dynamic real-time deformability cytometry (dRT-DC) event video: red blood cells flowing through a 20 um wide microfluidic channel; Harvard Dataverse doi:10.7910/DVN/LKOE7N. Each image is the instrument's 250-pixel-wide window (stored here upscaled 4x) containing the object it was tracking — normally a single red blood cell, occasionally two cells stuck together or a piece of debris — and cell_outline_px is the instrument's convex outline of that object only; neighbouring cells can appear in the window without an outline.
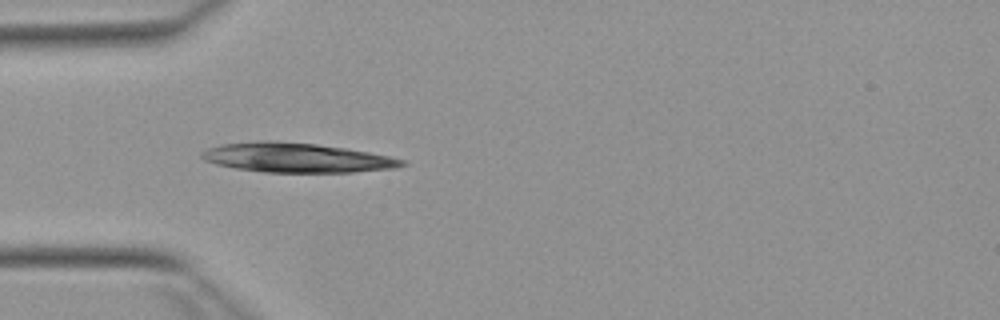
{"species": "Egyptian fruit bat (a non-hibernating species)", "species_latin": "Rousettus aegyptiacus", "temperature_condition": "warm", "stored_images_in_passage": 9, "camera_frame_rate_fps": 3000, "um_per_image_px": 0.085, "animal": {"sex": "female"}, "frame": {"image": 1, "passage_image": 6, "time_ms": 1.667, "image_size_px": [1000, 320], "cell_outline_px": [[408, 164], [392, 168], [352, 172], [264, 172], [236, 168], [216, 164], [204, 160], [200, 156], [200, 152], [208, 148], [220, 144], [256, 140], [276, 140], [316, 144], [344, 148], [368, 152], [388, 156], [404, 160]], "centroid_in_image_um": [25.14, 13.39], "position_along_channel_um": 59.9, "area_um2": 34.39}}
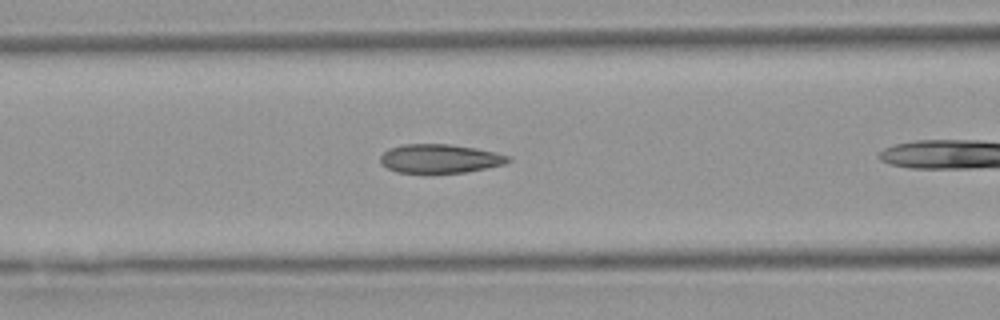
{"frame": {"image": 2, "passage_image": 8, "time_ms": 2.333, "image_size_px": [1000, 320], "cell_outline_px": [[512, 160], [504, 164], [464, 172], [396, 172], [380, 164], [380, 156], [388, 148], [404, 144], [448, 144], [476, 148], [496, 152], [512, 156]], "centroid_in_image_um": [37.39, 13.46], "position_along_channel_um": 129.2, "area_um2": 21.39}}